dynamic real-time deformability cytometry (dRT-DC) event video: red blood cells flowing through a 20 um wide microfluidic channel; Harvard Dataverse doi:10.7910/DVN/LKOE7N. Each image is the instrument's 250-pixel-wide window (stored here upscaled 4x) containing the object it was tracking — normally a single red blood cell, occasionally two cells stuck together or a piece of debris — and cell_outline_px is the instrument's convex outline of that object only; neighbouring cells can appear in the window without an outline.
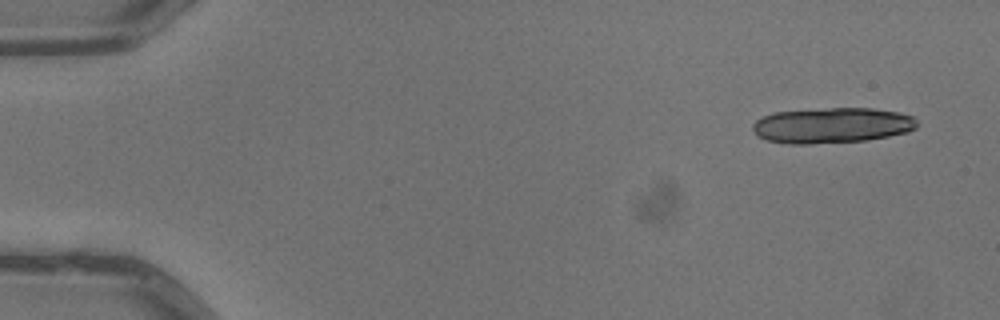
{"species": "common noctule bat (a hibernating species)", "species_latin": "Nyctalus noctula", "temperature_condition": "warm", "stored_images_in_passage": 6, "camera_frame_rate_fps": 3000, "um_per_image_px": 0.085, "animal": {"sex": "male", "body_mass_g": 13.3}, "frame": {"image": 1, "passage_image": 1, "time_ms": 0.0, "image_size_px": [1000, 320], "cell_outline_px": [[916, 128], [908, 132], [888, 136], [864, 140], [808, 144], [788, 144], [768, 140], [756, 136], [752, 128], [752, 124], [756, 120], [772, 112], [832, 108], [872, 108], [900, 112], [912, 116], [916, 120]], "centroid_in_image_um": [70.7, 10.65], "position_along_channel_um": 14.3, "area_um2": 33.99}}
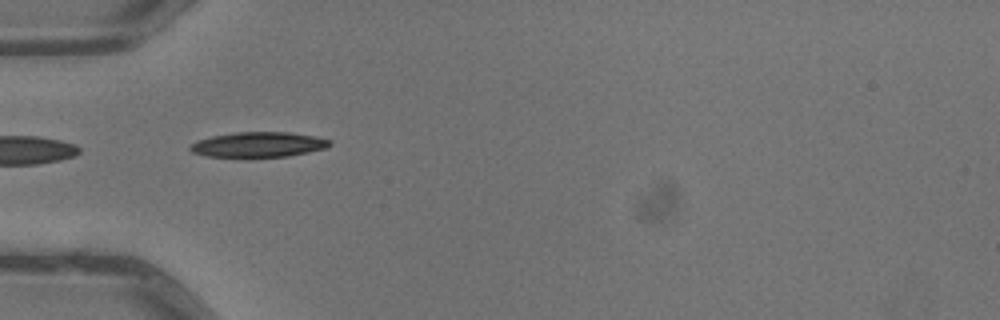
{"frame": {"image": 2, "passage_image": 5, "time_ms": 1.333, "image_size_px": [1000, 320], "cell_outline_px": [[332, 144], [328, 148], [288, 156], [208, 156], [192, 152], [188, 148], [192, 144], [200, 140], [212, 136], [236, 132], [288, 132], [316, 136], [332, 140]], "centroid_in_image_um": [22.05, 12.27], "position_along_channel_um": 63.0, "area_um2": 20.17}}
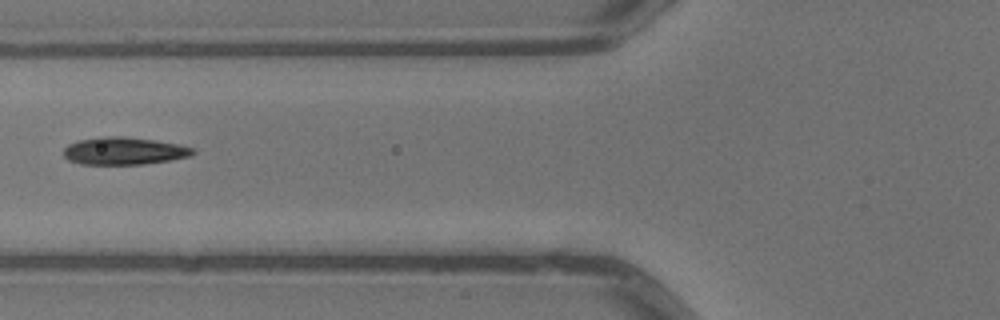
{"frame": {"image": 3, "passage_image": 6, "time_ms": 1.667, "image_size_px": [1000, 320], "cell_outline_px": [[196, 152], [192, 156], [172, 160], [144, 164], [80, 164], [68, 160], [64, 156], [64, 148], [68, 144], [80, 140], [100, 136], [124, 136], [156, 140], [180, 144], [196, 148]], "centroid_in_image_um": [10.6, 12.82], "position_along_channel_um": 115.2, "area_um2": 21.04}}